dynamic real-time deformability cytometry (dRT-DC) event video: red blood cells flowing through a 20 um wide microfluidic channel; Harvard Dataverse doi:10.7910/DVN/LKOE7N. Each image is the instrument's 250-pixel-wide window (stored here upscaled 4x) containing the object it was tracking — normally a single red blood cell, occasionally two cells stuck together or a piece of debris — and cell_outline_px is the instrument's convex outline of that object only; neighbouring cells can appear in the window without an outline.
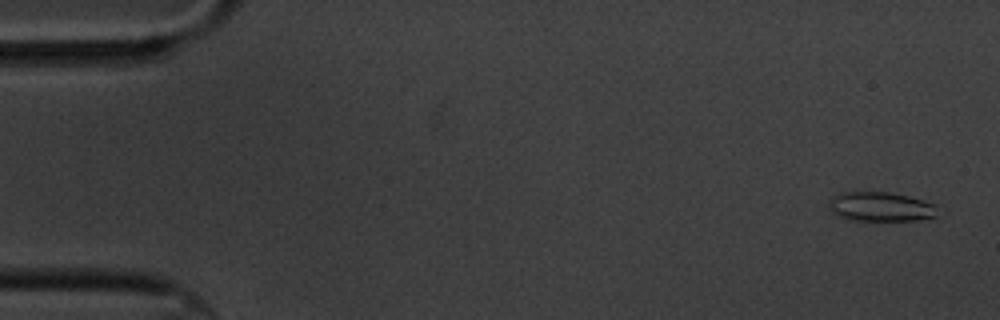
{"species": "common noctule bat (a hibernating species)", "species_latin": "Nyctalus noctula", "temperature_condition": "cold", "stored_images_in_passage": 4, "camera_frame_rate_fps": 3000, "um_per_image_px": 0.085, "animal": {"sex": "male", "body_mass_g": 20.1, "forearm_length_mm": 53.5}, "frame": {"image": 1, "passage_image": 1, "time_ms": 0.0, "image_size_px": [1000, 320], "cell_outline_px": [[936, 216], [916, 220], [848, 220], [836, 216], [828, 208], [828, 200], [832, 196], [840, 192], [856, 188], [888, 192], [908, 196], [932, 204]], "centroid_in_image_um": [74.65, 17.52], "position_along_channel_um": 10.3, "area_um2": 19.13}}